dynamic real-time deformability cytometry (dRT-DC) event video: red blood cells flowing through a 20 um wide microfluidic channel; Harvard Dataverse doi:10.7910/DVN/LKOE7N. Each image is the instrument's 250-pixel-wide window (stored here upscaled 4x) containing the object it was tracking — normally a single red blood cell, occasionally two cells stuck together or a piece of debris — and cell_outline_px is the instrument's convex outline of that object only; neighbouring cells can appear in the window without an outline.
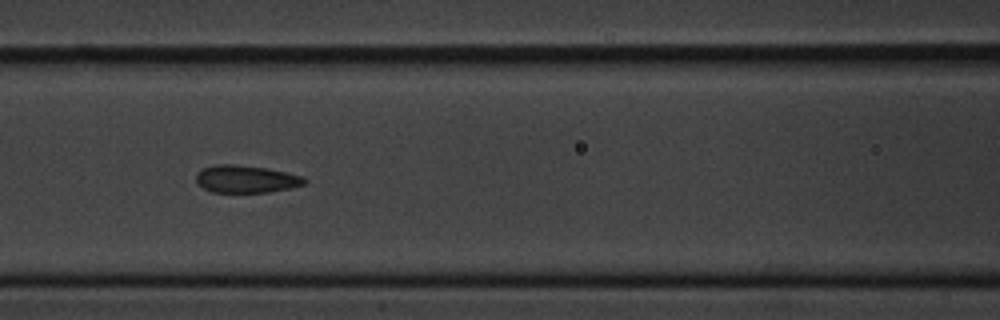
{"species": "common noctule bat (a hibernating species)", "species_latin": "Nyctalus noctula", "temperature_condition": "cold", "stored_images_in_passage": 15, "camera_frame_rate_fps": 3000, "um_per_image_px": 0.085, "animal": {"sex": "male", "body_mass_g": 20.1, "forearm_length_mm": 53.5}, "frame": {"image": 1, "passage_image": 7, "time_ms": 7.667, "image_size_px": [1000, 320], "cell_outline_px": [[308, 180], [304, 184], [288, 188], [268, 192], [212, 192], [204, 188], [196, 180], [196, 172], [204, 168], [216, 164], [236, 164], [268, 168], [304, 176]], "centroid_in_image_um": [20.92, 15.2], "position_along_channel_um": 145.7, "area_um2": 17.34}}
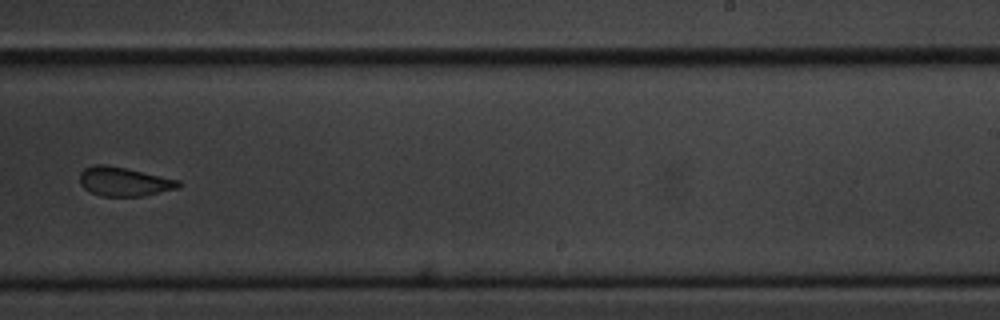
{"frame": {"image": 2, "passage_image": 10, "time_ms": 11.333, "image_size_px": [1000, 320], "cell_outline_px": [[180, 188], [140, 196], [100, 196], [84, 188], [80, 184], [80, 172], [84, 168], [96, 164], [104, 164], [124, 168], [180, 180]], "centroid_in_image_um": [10.53, 15.44], "position_along_channel_um": 278.5, "area_um2": 16.53}}
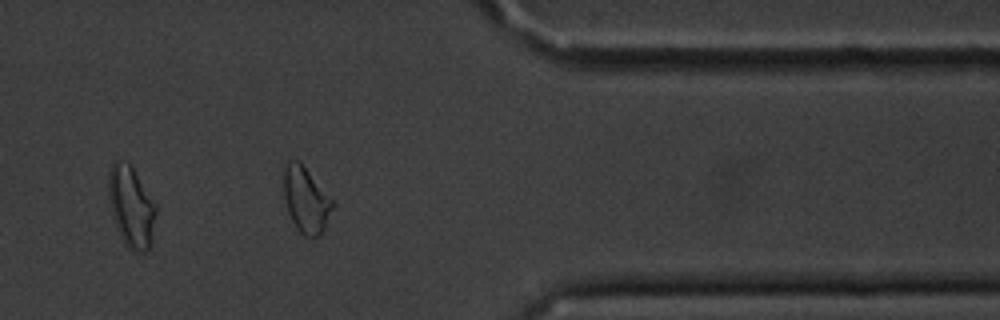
{"frame": {"image": 3, "passage_image": 13, "time_ms": 14.667, "image_size_px": [1000, 320], "cell_outline_px": [[336, 204], [320, 236], [312, 240], [304, 236], [296, 228], [288, 212], [284, 196], [284, 168], [288, 160], [300, 160]], "centroid_in_image_um": [26.02, 17.01], "position_along_channel_um": 385.4, "area_um2": 19.02}, "authors_computed_cell_mechanics": {"area_um2": 18.2648, "velocity_mm_per_s": 3.6341, "shape_relaxation_time_tau1_ms": 3.206, "shape_relaxation_time_tau2_ms": 1.849, "deformation_change_tau1": 0.0942, "deformation_change_tau2": 0.0952}}